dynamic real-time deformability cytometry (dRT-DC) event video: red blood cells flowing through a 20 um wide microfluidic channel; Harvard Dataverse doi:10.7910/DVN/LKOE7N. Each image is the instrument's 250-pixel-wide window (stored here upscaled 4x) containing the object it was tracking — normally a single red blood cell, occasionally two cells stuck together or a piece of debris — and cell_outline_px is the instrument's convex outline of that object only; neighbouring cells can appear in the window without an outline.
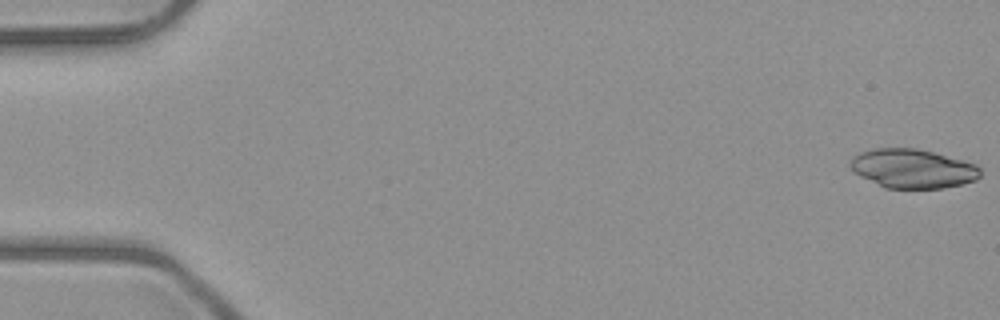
{"species": "common noctule bat (a hibernating species)", "species_latin": "Nyctalus noctula", "temperature_condition": "room temperature", "stored_images_in_passage": 5, "camera_frame_rate_fps": 3000, "um_per_image_px": 0.085, "animal": {"sex": "male", "body_mass_g": 23.1, "forearm_length_mm": 52.7}, "frame": {"image": 1, "passage_image": 1, "time_ms": 0.0, "image_size_px": [1000, 320], "cell_outline_px": [[980, 176], [976, 180], [944, 188], [884, 188], [860, 176], [848, 164], [852, 156], [860, 152], [872, 148], [916, 148], [932, 152], [976, 164], [980, 168]], "centroid_in_image_um": [77.55, 14.33], "position_along_channel_um": 7.5, "area_um2": 29.54}}